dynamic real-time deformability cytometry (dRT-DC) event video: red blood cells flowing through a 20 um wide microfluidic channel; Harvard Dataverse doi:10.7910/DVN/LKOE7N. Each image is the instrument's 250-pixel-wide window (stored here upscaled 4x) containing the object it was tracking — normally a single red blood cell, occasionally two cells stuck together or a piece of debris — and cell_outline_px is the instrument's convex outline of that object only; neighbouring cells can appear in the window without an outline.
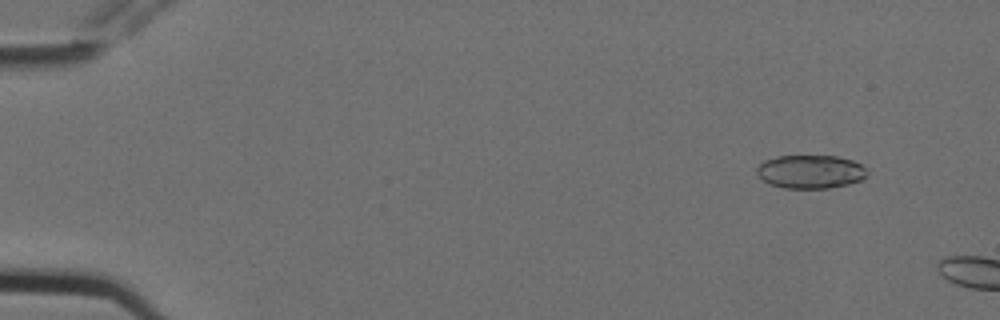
{"species": "Egyptian fruit bat (a non-hibernating species)", "species_latin": "Rousettus aegyptiacus", "temperature_condition": "cold", "stored_images_in_passage": 3, "camera_frame_rate_fps": 3000, "um_per_image_px": 0.085, "animal": {"sex": "female"}, "frame": {"image": 1, "passage_image": 2, "time_ms": 0.333, "image_size_px": [1000, 320], "cell_outline_px": [[868, 176], [860, 180], [848, 184], [828, 188], [784, 188], [768, 184], [756, 172], [756, 168], [764, 160], [776, 156], [836, 156], [852, 160], [868, 168]], "centroid_in_image_um": [68.91, 14.59], "position_along_channel_um": 16.1, "area_um2": 21.62}}